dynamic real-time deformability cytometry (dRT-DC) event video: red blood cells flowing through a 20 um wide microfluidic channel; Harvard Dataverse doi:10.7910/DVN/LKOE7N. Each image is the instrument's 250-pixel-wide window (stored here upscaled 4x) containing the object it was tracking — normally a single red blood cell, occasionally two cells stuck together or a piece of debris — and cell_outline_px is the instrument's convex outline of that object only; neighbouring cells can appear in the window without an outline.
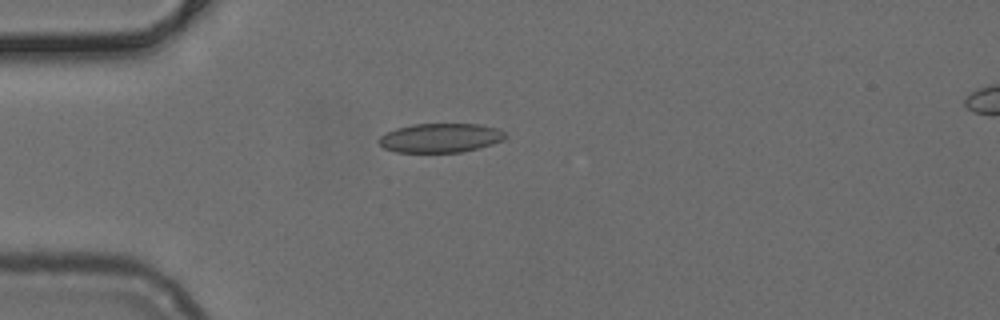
{"species": "common noctule bat (a hibernating species)", "species_latin": "Nyctalus noctula", "temperature_condition": "cold", "stored_images_in_passage": 17, "camera_frame_rate_fps": 3000, "um_per_image_px": 0.085, "animal": {"sex": "female", "body_mass_g": 24.6, "forearm_length_mm": 56.2}, "frame": {"image": 1, "passage_image": 1, "time_ms": 0.0, "image_size_px": [1000, 320], "cell_outline_px": [[508, 136], [504, 140], [492, 144], [460, 152], [396, 152], [384, 148], [376, 140], [380, 136], [396, 128], [412, 124], [476, 124], [496, 128], [504, 132]], "centroid_in_image_um": [37.42, 11.72], "position_along_channel_um": 47.6, "area_um2": 21.39}}
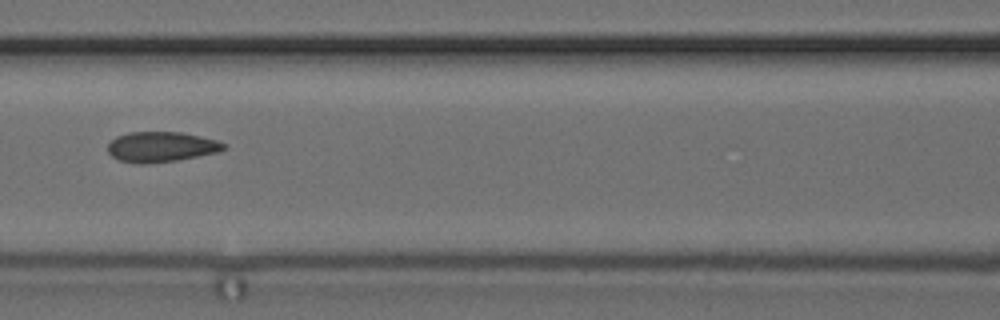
{"frame": {"image": 2, "passage_image": 10, "time_ms": 3.0, "image_size_px": [1000, 320], "cell_outline_px": [[228, 148], [220, 152], [176, 160], [144, 164], [140, 164], [120, 160], [112, 156], [108, 152], [108, 144], [116, 136], [132, 132], [180, 132], [200, 136], [216, 140], [228, 144]], "centroid_in_image_um": [13.75, 12.48], "position_along_channel_um": 152.9, "area_um2": 20.46}}
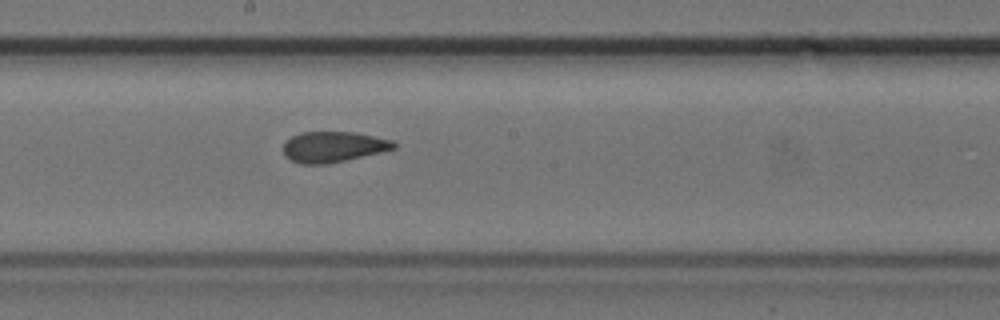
{"frame": {"image": 3, "passage_image": 15, "time_ms": 4.667, "image_size_px": [1000, 320], "cell_outline_px": [[396, 148], [380, 152], [328, 164], [300, 164], [292, 160], [284, 152], [284, 144], [292, 136], [300, 132], [356, 132], [392, 140], [396, 144]], "centroid_in_image_um": [28.35, 12.47], "position_along_channel_um": 219.9, "area_um2": 19.54}}